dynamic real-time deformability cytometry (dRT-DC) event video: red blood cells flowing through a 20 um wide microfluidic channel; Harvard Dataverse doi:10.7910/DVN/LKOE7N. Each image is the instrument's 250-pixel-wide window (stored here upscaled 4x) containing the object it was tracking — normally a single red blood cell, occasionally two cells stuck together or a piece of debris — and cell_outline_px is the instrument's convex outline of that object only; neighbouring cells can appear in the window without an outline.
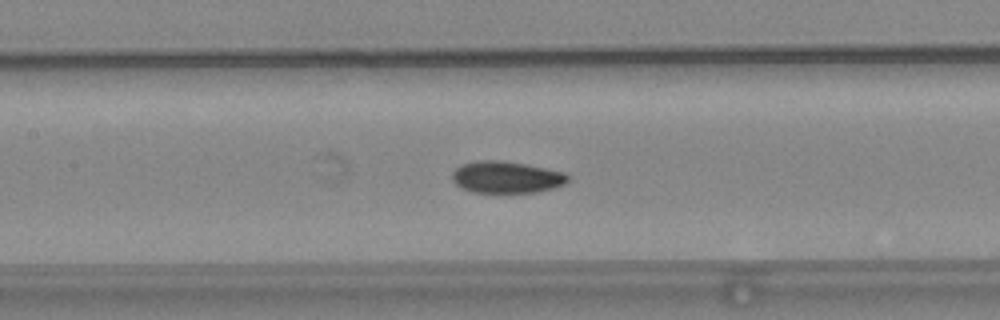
{"species": "common noctule bat (a hibernating species)", "species_latin": "Nyctalus noctula", "temperature_condition": "warm", "stored_images_in_passage": 55, "camera_frame_rate_fps": 3000, "um_per_image_px": 0.085, "animal": {"sex": "female", "body_mass_g": 24.6, "forearm_length_mm": 56.2}, "frame": {"image": 1, "passage_image": 24, "time_ms": 7.667, "image_size_px": [1000, 320], "cell_outline_px": [[568, 180], [564, 184], [552, 188], [536, 192], [472, 192], [460, 188], [452, 180], [452, 172], [460, 164], [476, 160], [500, 160], [524, 164], [564, 172], [568, 176]], "centroid_in_image_um": [42.98, 15.05], "position_along_channel_um": 164.4, "area_um2": 21.39}}
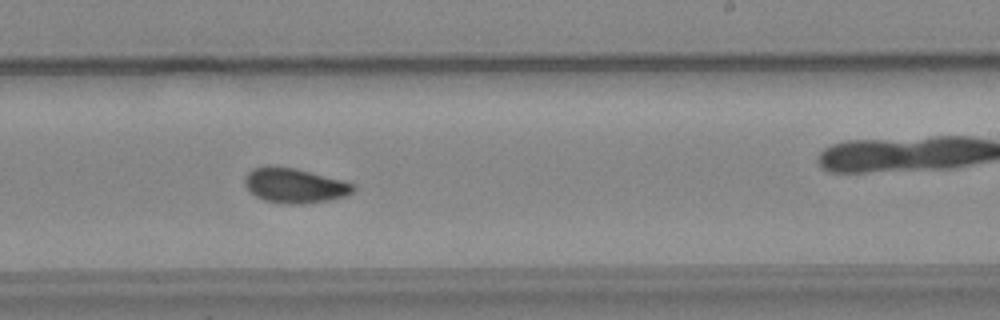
{"frame": {"image": 2, "passage_image": 32, "time_ms": 10.333, "image_size_px": [1000, 320], "cell_outline_px": [[356, 188], [352, 192], [344, 196], [328, 200], [300, 204], [280, 204], [264, 200], [256, 196], [244, 184], [244, 176], [252, 168], [268, 164], [296, 168], [356, 184]], "centroid_in_image_um": [25.0, 15.75], "position_along_channel_um": 264.0, "area_um2": 22.2}, "authors_computed_cell_mechanics": {"area_um2": 21.386, "velocity_mm_per_s": 3.7515, "shape_relaxation_time_tau1_ms": 9.2558, "shape_relaxation_time_tau2_ms": 3.5252, "deformation_change_tau1": 0.158, "deformation_change_tau2": 0.0642}}